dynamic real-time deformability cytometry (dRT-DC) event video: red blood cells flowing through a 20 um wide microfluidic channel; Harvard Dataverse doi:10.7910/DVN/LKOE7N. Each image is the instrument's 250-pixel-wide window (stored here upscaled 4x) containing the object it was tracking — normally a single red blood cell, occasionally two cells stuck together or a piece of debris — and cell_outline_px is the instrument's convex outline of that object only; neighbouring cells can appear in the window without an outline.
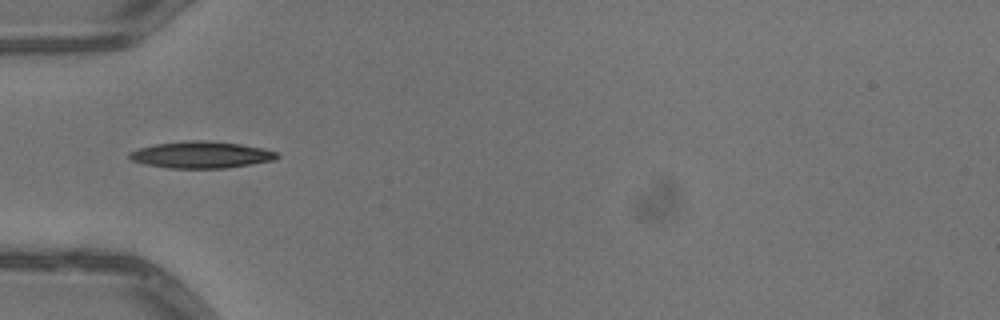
{"species": "common noctule bat (a hibernating species)", "species_latin": "Nyctalus noctula", "temperature_condition": "warm", "stored_images_in_passage": 5, "camera_frame_rate_fps": 3000, "um_per_image_px": 0.085, "animal": {"sex": "male", "body_mass_g": 13.3}, "frame": {"image": 1, "passage_image": 5, "time_ms": 1.333, "image_size_px": [1000, 320], "cell_outline_px": [[280, 156], [276, 160], [252, 164], [224, 168], [168, 168], [144, 164], [132, 160], [128, 156], [128, 152], [140, 148], [156, 144], [192, 140], [208, 140], [240, 144], [264, 148], [276, 152]], "centroid_in_image_um": [17.13, 13.16], "position_along_channel_um": 67.9, "area_um2": 23.0}}